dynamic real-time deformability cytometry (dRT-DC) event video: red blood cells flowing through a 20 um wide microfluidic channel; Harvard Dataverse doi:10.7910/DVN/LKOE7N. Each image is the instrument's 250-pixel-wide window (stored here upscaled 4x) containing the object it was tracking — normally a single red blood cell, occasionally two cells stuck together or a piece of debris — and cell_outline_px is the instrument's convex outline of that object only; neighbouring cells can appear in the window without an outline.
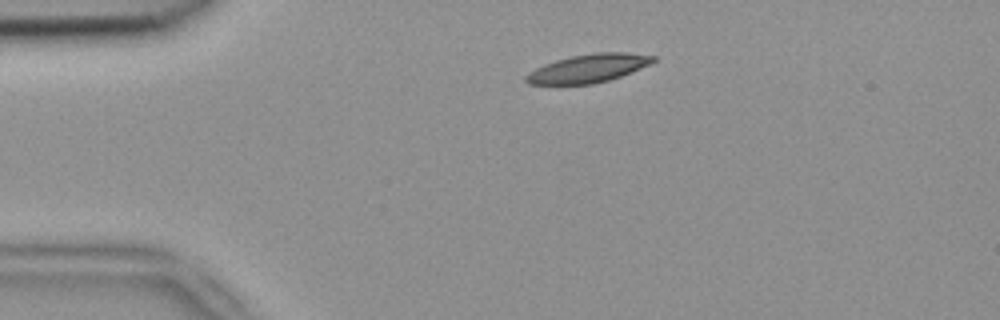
{"species": "common noctule bat (a hibernating species)", "species_latin": "Nyctalus noctula", "temperature_condition": "room temperature", "stored_images_in_passage": 3, "camera_frame_rate_fps": 3000, "um_per_image_px": 0.085, "animal": {"sex": "female", "body_mass_g": 18.4}, "frame": {"image": 1, "passage_image": 1, "time_ms": 0.0, "image_size_px": [1000, 320], "cell_outline_px": [[656, 60], [652, 64], [620, 76], [608, 80], [592, 84], [528, 84], [524, 80], [524, 76], [528, 72], [544, 64], [556, 60], [572, 56], [596, 52], [628, 52], [656, 56]], "centroid_in_image_um": [50.02, 5.8], "position_along_channel_um": 35.0, "area_um2": 21.04}}
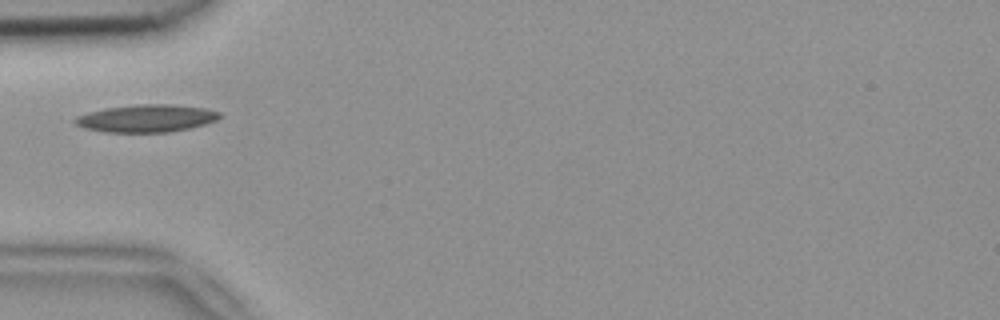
{"frame": {"image": 2, "passage_image": 2, "time_ms": 0.333, "image_size_px": [1000, 320], "cell_outline_px": [[220, 116], [216, 120], [204, 124], [188, 128], [168, 132], [104, 132], [84, 128], [76, 124], [72, 120], [76, 116], [88, 112], [104, 108], [136, 104], [172, 104], [204, 108], [220, 112]], "centroid_in_image_um": [12.39, 10.05], "position_along_channel_um": 72.6, "area_um2": 23.18}}